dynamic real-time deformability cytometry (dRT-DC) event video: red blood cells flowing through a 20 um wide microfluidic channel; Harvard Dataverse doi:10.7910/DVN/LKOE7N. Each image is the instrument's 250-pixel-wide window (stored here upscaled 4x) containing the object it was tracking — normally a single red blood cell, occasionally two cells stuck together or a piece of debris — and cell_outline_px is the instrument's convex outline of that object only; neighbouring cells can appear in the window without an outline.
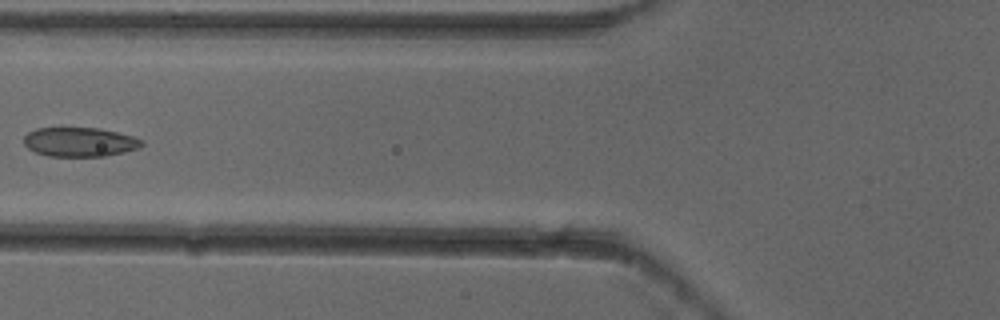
{"species": "common noctule bat (a hibernating species)", "species_latin": "Nyctalus noctula", "temperature_condition": "cold", "stored_images_in_passage": 8, "camera_frame_rate_fps": 3000, "um_per_image_px": 0.085, "animal": {"sex": "female"}, "frame": {"image": 1, "passage_image": 7, "time_ms": 2.0, "image_size_px": [1000, 320], "cell_outline_px": [[144, 144], [140, 148], [124, 152], [104, 156], [48, 156], [36, 152], [28, 148], [24, 144], [24, 136], [28, 132], [36, 128], [100, 128], [132, 136], [144, 140]], "centroid_in_image_um": [6.79, 12.07], "position_along_channel_um": 119.0, "area_um2": 20.11}}
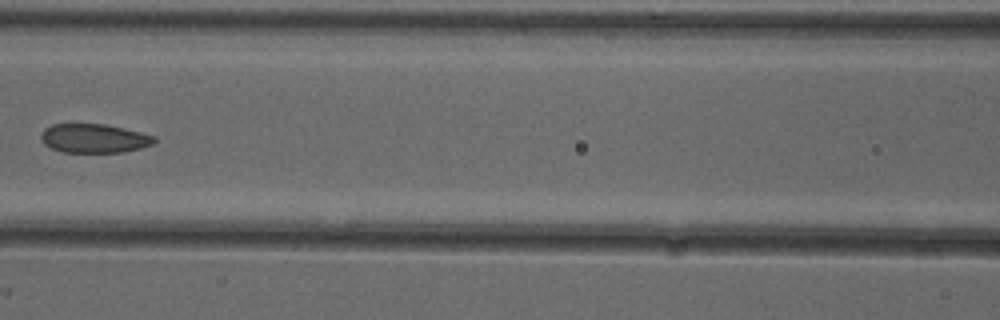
{"frame": {"image": 2, "passage_image": 8, "time_ms": 2.333, "image_size_px": [1000, 320], "cell_outline_px": [[156, 140], [152, 144], [140, 148], [120, 152], [64, 152], [52, 148], [44, 144], [40, 140], [40, 132], [44, 128], [52, 124], [104, 124], [124, 128], [156, 136]], "centroid_in_image_um": [7.96, 11.75], "position_along_channel_um": 158.6, "area_um2": 19.13}}